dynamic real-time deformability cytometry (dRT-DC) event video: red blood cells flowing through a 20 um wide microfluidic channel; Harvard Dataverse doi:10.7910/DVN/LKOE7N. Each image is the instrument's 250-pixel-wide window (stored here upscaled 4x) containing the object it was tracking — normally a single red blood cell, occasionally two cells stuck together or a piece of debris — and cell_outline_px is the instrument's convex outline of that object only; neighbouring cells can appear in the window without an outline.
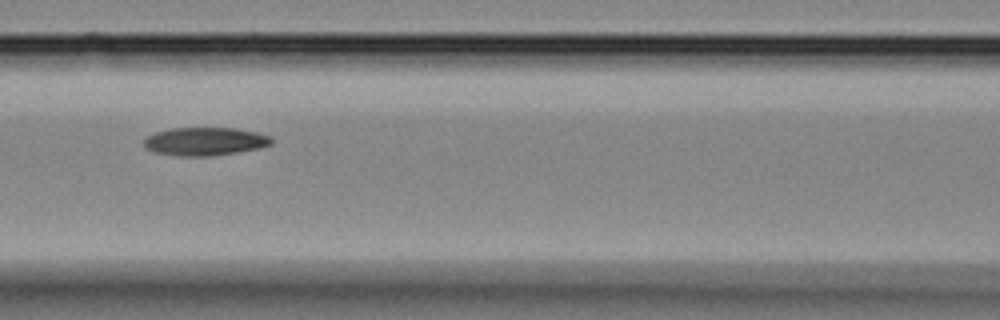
{"species": "Egyptian fruit bat (a non-hibernating species)", "species_latin": "Rousettus aegyptiacus", "temperature_condition": "room temperature", "stored_images_in_passage": 7, "camera_frame_rate_fps": 3000, "um_per_image_px": 0.085, "animal": {"sex": "female"}, "frame": {"image": 1, "passage_image": 5, "time_ms": 1.333, "image_size_px": [1000, 320], "cell_outline_px": [[272, 144], [260, 148], [212, 156], [176, 156], [152, 152], [144, 148], [144, 140], [148, 136], [156, 132], [172, 128], [236, 128], [256, 132], [272, 136]], "centroid_in_image_um": [17.41, 12.03], "position_along_channel_um": 149.2, "area_um2": 21.1}}
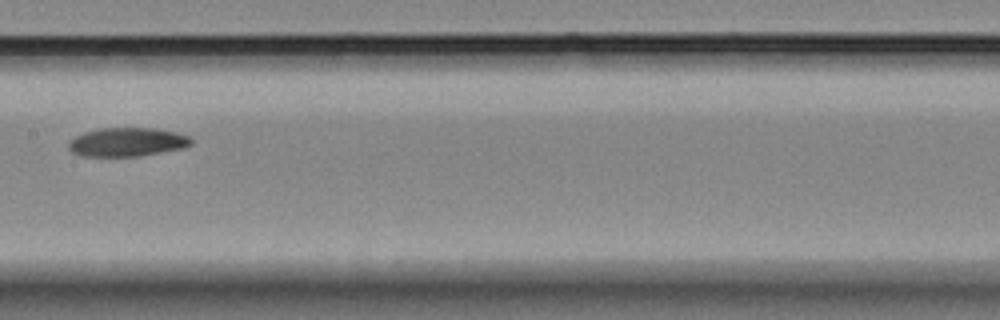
{"frame": {"image": 2, "passage_image": 6, "time_ms": 1.667, "image_size_px": [1000, 320], "cell_outline_px": [[192, 144], [188, 148], [140, 156], [80, 156], [72, 152], [68, 148], [68, 140], [84, 132], [100, 128], [156, 128], [176, 132], [188, 136], [192, 140]], "centroid_in_image_um": [10.83, 12.08], "position_along_channel_um": 196.6, "area_um2": 20.87}}